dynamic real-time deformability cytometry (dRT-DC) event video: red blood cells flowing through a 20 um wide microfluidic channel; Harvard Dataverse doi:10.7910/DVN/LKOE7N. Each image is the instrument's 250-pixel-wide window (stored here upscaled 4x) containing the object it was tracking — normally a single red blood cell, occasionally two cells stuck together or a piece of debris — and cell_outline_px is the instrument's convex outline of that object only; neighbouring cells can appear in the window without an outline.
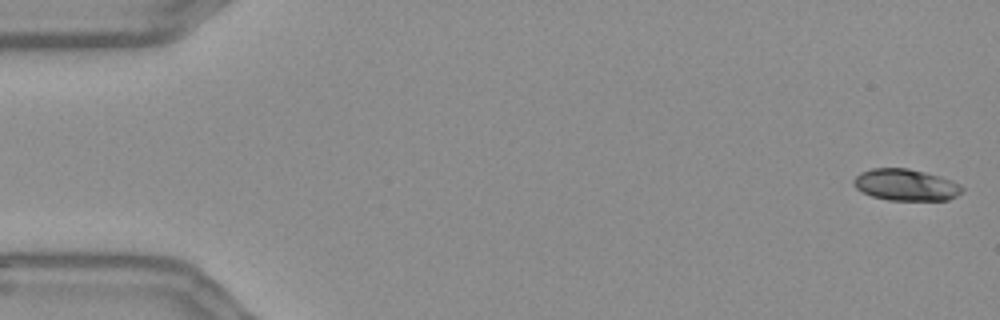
{"species": "Egyptian fruit bat (a non-hibernating species)", "species_latin": "Rousettus aegyptiacus", "temperature_condition": "warm", "stored_images_in_passage": 51, "camera_frame_rate_fps": 3000, "um_per_image_px": 0.085, "frame": {"image": 1, "passage_image": 1, "time_ms": 0.0, "image_size_px": [1000, 320], "cell_outline_px": [[964, 192], [948, 200], [888, 200], [872, 196], [856, 188], [852, 184], [852, 180], [860, 172], [872, 168], [908, 168], [940, 176], [952, 180], [960, 184], [964, 188]], "centroid_in_image_um": [77.01, 15.71], "position_along_channel_um": 8.0, "area_um2": 20.11}}
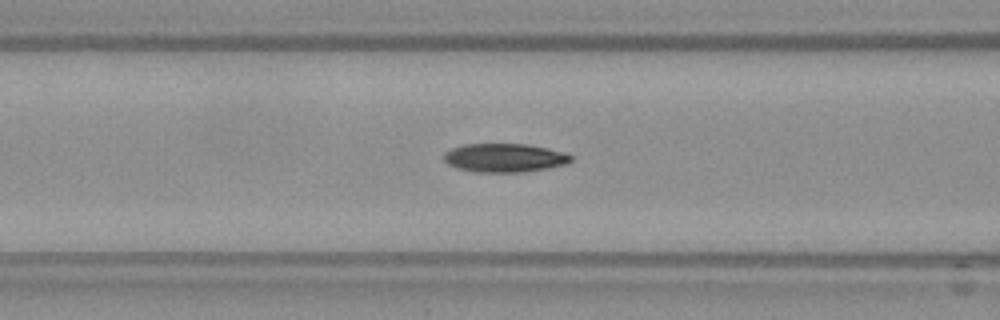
{"frame": {"image": 2, "passage_image": 22, "time_ms": 7.0, "image_size_px": [1000, 320], "cell_outline_px": [[572, 160], [564, 164], [548, 168], [524, 172], [472, 172], [456, 168], [448, 164], [444, 160], [444, 152], [452, 148], [464, 144], [528, 144], [548, 148], [564, 152], [572, 156]], "centroid_in_image_um": [42.86, 13.41], "position_along_channel_um": 123.7, "area_um2": 21.33}}
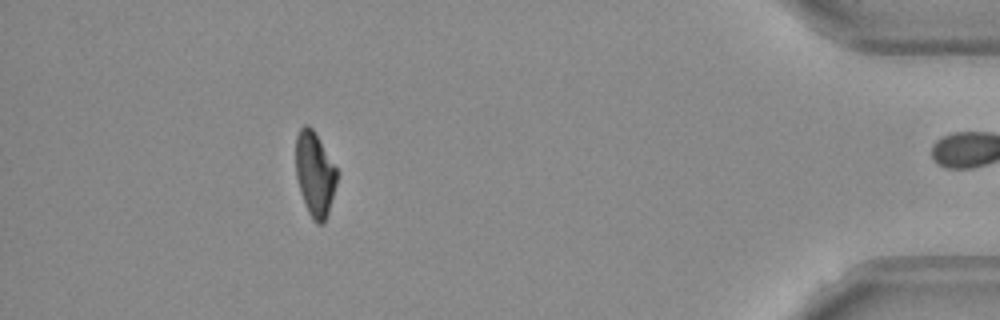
{"frame": {"image": 3, "passage_image": 50, "time_ms": 16.333, "image_size_px": [1000, 320], "cell_outline_px": [[340, 172], [328, 212], [324, 224], [316, 224], [312, 220], [308, 212], [300, 192], [296, 176], [296, 136], [300, 128], [304, 124], [308, 124], [312, 128]], "centroid_in_image_um": [26.77, 14.8], "position_along_channel_um": 408.4, "area_um2": 20.52}, "authors_computed_cell_mechanics": {"area_um2": 21.5016, "velocity_mm_per_s": 3.6472, "shape_relaxation_time_tau1_ms": 5.1091, "shape_relaxation_time_tau2_ms": 3.6613, "deformation_change_tau1": 0.1673, "deformation_change_tau2": 0.0803}}